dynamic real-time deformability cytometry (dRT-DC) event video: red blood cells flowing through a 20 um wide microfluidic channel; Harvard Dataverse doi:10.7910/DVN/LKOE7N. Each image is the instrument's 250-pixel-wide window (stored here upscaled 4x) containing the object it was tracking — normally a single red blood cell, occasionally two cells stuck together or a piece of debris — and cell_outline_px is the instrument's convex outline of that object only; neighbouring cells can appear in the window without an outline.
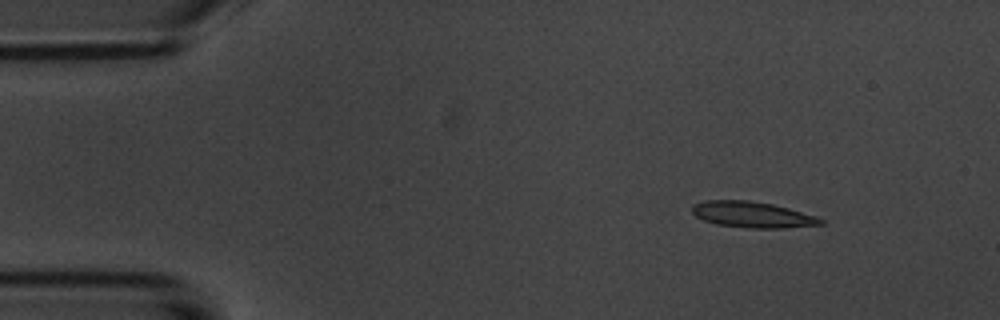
{"species": "common noctule bat (a hibernating species)", "species_latin": "Nyctalus noctula", "temperature_condition": "room temperature", "stored_images_in_passage": 6, "camera_frame_rate_fps": 3000, "um_per_image_px": 0.085, "animal": {"sex": "male", "body_mass_g": 20.1, "forearm_length_mm": 53.5}, "frame": {"image": 1, "passage_image": 2, "time_ms": 1.333, "image_size_px": [1000, 320], "cell_outline_px": [[824, 224], [784, 228], [748, 228], [716, 224], [704, 220], [696, 216], [692, 212], [692, 204], [704, 200], [748, 200], [772, 204], [788, 208], [816, 216], [824, 220]], "centroid_in_image_um": [63.93, 18.24], "position_along_channel_um": 21.1, "area_um2": 19.48}}